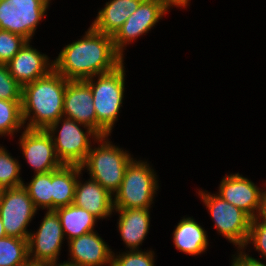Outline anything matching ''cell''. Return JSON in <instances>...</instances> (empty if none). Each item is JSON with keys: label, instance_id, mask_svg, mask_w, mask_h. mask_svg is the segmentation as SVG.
<instances>
[{"label": "cell", "instance_id": "29", "mask_svg": "<svg viewBox=\"0 0 266 266\" xmlns=\"http://www.w3.org/2000/svg\"><path fill=\"white\" fill-rule=\"evenodd\" d=\"M22 87L9 73L5 64H0V99L21 101Z\"/></svg>", "mask_w": 266, "mask_h": 266}, {"label": "cell", "instance_id": "32", "mask_svg": "<svg viewBox=\"0 0 266 266\" xmlns=\"http://www.w3.org/2000/svg\"><path fill=\"white\" fill-rule=\"evenodd\" d=\"M263 190H265V191L263 193V196L261 199V204H260V209H259V212H258L256 218L260 222L266 223V189L264 188Z\"/></svg>", "mask_w": 266, "mask_h": 266}, {"label": "cell", "instance_id": "33", "mask_svg": "<svg viewBox=\"0 0 266 266\" xmlns=\"http://www.w3.org/2000/svg\"><path fill=\"white\" fill-rule=\"evenodd\" d=\"M55 262H47V261H34L32 259H28L24 266H54Z\"/></svg>", "mask_w": 266, "mask_h": 266}, {"label": "cell", "instance_id": "19", "mask_svg": "<svg viewBox=\"0 0 266 266\" xmlns=\"http://www.w3.org/2000/svg\"><path fill=\"white\" fill-rule=\"evenodd\" d=\"M143 0H110L98 11L96 19L90 25L94 30L113 36L133 14Z\"/></svg>", "mask_w": 266, "mask_h": 266}, {"label": "cell", "instance_id": "36", "mask_svg": "<svg viewBox=\"0 0 266 266\" xmlns=\"http://www.w3.org/2000/svg\"><path fill=\"white\" fill-rule=\"evenodd\" d=\"M7 236L6 233H5V230H4V227H3V223H2V220H1V217H0V238H3Z\"/></svg>", "mask_w": 266, "mask_h": 266}, {"label": "cell", "instance_id": "22", "mask_svg": "<svg viewBox=\"0 0 266 266\" xmlns=\"http://www.w3.org/2000/svg\"><path fill=\"white\" fill-rule=\"evenodd\" d=\"M55 211L68 241L95 230L94 226L98 219L86 209L71 204L57 208Z\"/></svg>", "mask_w": 266, "mask_h": 266}, {"label": "cell", "instance_id": "9", "mask_svg": "<svg viewBox=\"0 0 266 266\" xmlns=\"http://www.w3.org/2000/svg\"><path fill=\"white\" fill-rule=\"evenodd\" d=\"M27 190L23 187L5 188L0 199V217L7 236L28 238L27 227L37 214Z\"/></svg>", "mask_w": 266, "mask_h": 266}, {"label": "cell", "instance_id": "25", "mask_svg": "<svg viewBox=\"0 0 266 266\" xmlns=\"http://www.w3.org/2000/svg\"><path fill=\"white\" fill-rule=\"evenodd\" d=\"M21 101L0 99V136H13L25 128Z\"/></svg>", "mask_w": 266, "mask_h": 266}, {"label": "cell", "instance_id": "23", "mask_svg": "<svg viewBox=\"0 0 266 266\" xmlns=\"http://www.w3.org/2000/svg\"><path fill=\"white\" fill-rule=\"evenodd\" d=\"M28 259V238H0V266H24Z\"/></svg>", "mask_w": 266, "mask_h": 266}, {"label": "cell", "instance_id": "26", "mask_svg": "<svg viewBox=\"0 0 266 266\" xmlns=\"http://www.w3.org/2000/svg\"><path fill=\"white\" fill-rule=\"evenodd\" d=\"M21 164L14 159L4 146L0 145V188H15L23 186L20 177Z\"/></svg>", "mask_w": 266, "mask_h": 266}, {"label": "cell", "instance_id": "21", "mask_svg": "<svg viewBox=\"0 0 266 266\" xmlns=\"http://www.w3.org/2000/svg\"><path fill=\"white\" fill-rule=\"evenodd\" d=\"M82 171L77 165H62L52 171V210L73 204L76 183Z\"/></svg>", "mask_w": 266, "mask_h": 266}, {"label": "cell", "instance_id": "27", "mask_svg": "<svg viewBox=\"0 0 266 266\" xmlns=\"http://www.w3.org/2000/svg\"><path fill=\"white\" fill-rule=\"evenodd\" d=\"M152 250H128L126 252H119L115 256L113 252L112 266H155L154 256Z\"/></svg>", "mask_w": 266, "mask_h": 266}, {"label": "cell", "instance_id": "30", "mask_svg": "<svg viewBox=\"0 0 266 266\" xmlns=\"http://www.w3.org/2000/svg\"><path fill=\"white\" fill-rule=\"evenodd\" d=\"M251 243L256 251L260 252L261 258L266 259V223L260 222L257 218L251 220L248 238L243 249Z\"/></svg>", "mask_w": 266, "mask_h": 266}, {"label": "cell", "instance_id": "2", "mask_svg": "<svg viewBox=\"0 0 266 266\" xmlns=\"http://www.w3.org/2000/svg\"><path fill=\"white\" fill-rule=\"evenodd\" d=\"M67 83L68 80L53 69L45 77L22 87L21 106L25 128L46 130L63 117Z\"/></svg>", "mask_w": 266, "mask_h": 266}, {"label": "cell", "instance_id": "13", "mask_svg": "<svg viewBox=\"0 0 266 266\" xmlns=\"http://www.w3.org/2000/svg\"><path fill=\"white\" fill-rule=\"evenodd\" d=\"M63 117L90 127L99 136H108L97 125L93 94L85 80L68 81L64 96Z\"/></svg>", "mask_w": 266, "mask_h": 266}, {"label": "cell", "instance_id": "14", "mask_svg": "<svg viewBox=\"0 0 266 266\" xmlns=\"http://www.w3.org/2000/svg\"><path fill=\"white\" fill-rule=\"evenodd\" d=\"M264 191L239 173L224 176L217 193L222 199L256 218Z\"/></svg>", "mask_w": 266, "mask_h": 266}, {"label": "cell", "instance_id": "20", "mask_svg": "<svg viewBox=\"0 0 266 266\" xmlns=\"http://www.w3.org/2000/svg\"><path fill=\"white\" fill-rule=\"evenodd\" d=\"M172 235L176 249L190 256L203 254L209 245L207 231L193 217H183Z\"/></svg>", "mask_w": 266, "mask_h": 266}, {"label": "cell", "instance_id": "12", "mask_svg": "<svg viewBox=\"0 0 266 266\" xmlns=\"http://www.w3.org/2000/svg\"><path fill=\"white\" fill-rule=\"evenodd\" d=\"M19 146L35 174L55 171L62 166L56 156L51 135L43 129H23Z\"/></svg>", "mask_w": 266, "mask_h": 266}, {"label": "cell", "instance_id": "24", "mask_svg": "<svg viewBox=\"0 0 266 266\" xmlns=\"http://www.w3.org/2000/svg\"><path fill=\"white\" fill-rule=\"evenodd\" d=\"M23 187L37 209L52 210V171L34 174L30 183H23Z\"/></svg>", "mask_w": 266, "mask_h": 266}, {"label": "cell", "instance_id": "11", "mask_svg": "<svg viewBox=\"0 0 266 266\" xmlns=\"http://www.w3.org/2000/svg\"><path fill=\"white\" fill-rule=\"evenodd\" d=\"M66 239L55 210H47L37 231L28 237V258L34 261L57 262L62 242Z\"/></svg>", "mask_w": 266, "mask_h": 266}, {"label": "cell", "instance_id": "5", "mask_svg": "<svg viewBox=\"0 0 266 266\" xmlns=\"http://www.w3.org/2000/svg\"><path fill=\"white\" fill-rule=\"evenodd\" d=\"M157 177L146 160L132 159L126 167L119 190L113 196L114 209L151 208L159 189Z\"/></svg>", "mask_w": 266, "mask_h": 266}, {"label": "cell", "instance_id": "6", "mask_svg": "<svg viewBox=\"0 0 266 266\" xmlns=\"http://www.w3.org/2000/svg\"><path fill=\"white\" fill-rule=\"evenodd\" d=\"M46 131L52 137L56 156L62 165L81 166L92 146L91 139L96 141L100 137L90 127L66 117L59 118Z\"/></svg>", "mask_w": 266, "mask_h": 266}, {"label": "cell", "instance_id": "17", "mask_svg": "<svg viewBox=\"0 0 266 266\" xmlns=\"http://www.w3.org/2000/svg\"><path fill=\"white\" fill-rule=\"evenodd\" d=\"M81 176L82 172L76 183L73 204L86 209L98 220L108 219L114 212L113 196L94 179L83 182Z\"/></svg>", "mask_w": 266, "mask_h": 266}, {"label": "cell", "instance_id": "34", "mask_svg": "<svg viewBox=\"0 0 266 266\" xmlns=\"http://www.w3.org/2000/svg\"><path fill=\"white\" fill-rule=\"evenodd\" d=\"M172 6L186 8L190 3V0H167Z\"/></svg>", "mask_w": 266, "mask_h": 266}, {"label": "cell", "instance_id": "15", "mask_svg": "<svg viewBox=\"0 0 266 266\" xmlns=\"http://www.w3.org/2000/svg\"><path fill=\"white\" fill-rule=\"evenodd\" d=\"M27 41L6 64L11 76L24 87L36 79L45 77L54 69V62Z\"/></svg>", "mask_w": 266, "mask_h": 266}, {"label": "cell", "instance_id": "4", "mask_svg": "<svg viewBox=\"0 0 266 266\" xmlns=\"http://www.w3.org/2000/svg\"><path fill=\"white\" fill-rule=\"evenodd\" d=\"M124 63L111 72L96 75L85 80L89 84L93 94L97 125L108 136H111L110 133L118 120V115L124 100Z\"/></svg>", "mask_w": 266, "mask_h": 266}, {"label": "cell", "instance_id": "7", "mask_svg": "<svg viewBox=\"0 0 266 266\" xmlns=\"http://www.w3.org/2000/svg\"><path fill=\"white\" fill-rule=\"evenodd\" d=\"M220 235L239 248H244L252 218L243 210L208 191H198Z\"/></svg>", "mask_w": 266, "mask_h": 266}, {"label": "cell", "instance_id": "31", "mask_svg": "<svg viewBox=\"0 0 266 266\" xmlns=\"http://www.w3.org/2000/svg\"><path fill=\"white\" fill-rule=\"evenodd\" d=\"M237 251L236 256L233 255L231 266H266L265 262L246 254L245 249L239 248Z\"/></svg>", "mask_w": 266, "mask_h": 266}, {"label": "cell", "instance_id": "37", "mask_svg": "<svg viewBox=\"0 0 266 266\" xmlns=\"http://www.w3.org/2000/svg\"><path fill=\"white\" fill-rule=\"evenodd\" d=\"M2 190H3V189L0 188V199H1V195H2Z\"/></svg>", "mask_w": 266, "mask_h": 266}, {"label": "cell", "instance_id": "35", "mask_svg": "<svg viewBox=\"0 0 266 266\" xmlns=\"http://www.w3.org/2000/svg\"><path fill=\"white\" fill-rule=\"evenodd\" d=\"M54 266H81V265L74 264V263H70L68 261H64L63 263H57V262H55V265Z\"/></svg>", "mask_w": 266, "mask_h": 266}, {"label": "cell", "instance_id": "3", "mask_svg": "<svg viewBox=\"0 0 266 266\" xmlns=\"http://www.w3.org/2000/svg\"><path fill=\"white\" fill-rule=\"evenodd\" d=\"M109 136H100L95 142L98 147L90 148L86 160L81 165L87 170L90 178L98 182L112 196L119 190L126 167L133 159L131 153L115 146L108 139Z\"/></svg>", "mask_w": 266, "mask_h": 266}, {"label": "cell", "instance_id": "10", "mask_svg": "<svg viewBox=\"0 0 266 266\" xmlns=\"http://www.w3.org/2000/svg\"><path fill=\"white\" fill-rule=\"evenodd\" d=\"M171 7L167 0H143L112 36L115 50L123 57L125 47L155 27Z\"/></svg>", "mask_w": 266, "mask_h": 266}, {"label": "cell", "instance_id": "28", "mask_svg": "<svg viewBox=\"0 0 266 266\" xmlns=\"http://www.w3.org/2000/svg\"><path fill=\"white\" fill-rule=\"evenodd\" d=\"M27 40L17 34L0 30V64H7Z\"/></svg>", "mask_w": 266, "mask_h": 266}, {"label": "cell", "instance_id": "1", "mask_svg": "<svg viewBox=\"0 0 266 266\" xmlns=\"http://www.w3.org/2000/svg\"><path fill=\"white\" fill-rule=\"evenodd\" d=\"M54 62V70L68 81L86 80L115 70L124 62L114 47L111 35L91 26L84 36L65 45Z\"/></svg>", "mask_w": 266, "mask_h": 266}, {"label": "cell", "instance_id": "16", "mask_svg": "<svg viewBox=\"0 0 266 266\" xmlns=\"http://www.w3.org/2000/svg\"><path fill=\"white\" fill-rule=\"evenodd\" d=\"M92 231L69 240L68 262L81 266H112L113 251L102 237Z\"/></svg>", "mask_w": 266, "mask_h": 266}, {"label": "cell", "instance_id": "18", "mask_svg": "<svg viewBox=\"0 0 266 266\" xmlns=\"http://www.w3.org/2000/svg\"><path fill=\"white\" fill-rule=\"evenodd\" d=\"M150 208L148 209H114L119 215L117 229L120 238L129 250L141 249L144 239L150 230Z\"/></svg>", "mask_w": 266, "mask_h": 266}, {"label": "cell", "instance_id": "8", "mask_svg": "<svg viewBox=\"0 0 266 266\" xmlns=\"http://www.w3.org/2000/svg\"><path fill=\"white\" fill-rule=\"evenodd\" d=\"M51 0H0V30L31 41Z\"/></svg>", "mask_w": 266, "mask_h": 266}]
</instances>
